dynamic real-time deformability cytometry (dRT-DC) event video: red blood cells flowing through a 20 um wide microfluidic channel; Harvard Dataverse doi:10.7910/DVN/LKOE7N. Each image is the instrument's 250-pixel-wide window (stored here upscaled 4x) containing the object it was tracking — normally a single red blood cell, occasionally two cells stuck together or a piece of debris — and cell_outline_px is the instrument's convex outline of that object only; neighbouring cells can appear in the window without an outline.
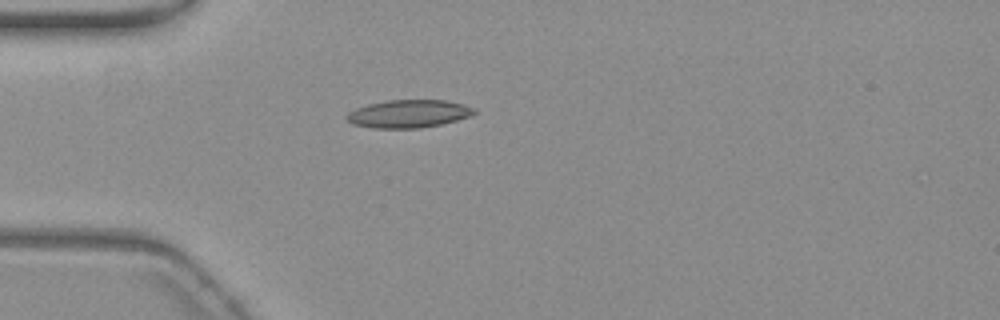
{"species": "common noctule bat (a hibernating species)", "species_latin": "Nyctalus noctula", "temperature_condition": "warm", "stored_images_in_passage": 34, "camera_frame_rate_fps": 3000, "um_per_image_px": 0.085, "animal": {"sex": "female", "body_mass_g": 19.3, "forearm_length_mm": 54.1}, "frame": {"image": 1, "passage_image": 1, "time_ms": 0.0, "image_size_px": [1000, 320], "cell_outline_px": [[476, 112], [468, 116], [456, 120], [440, 124], [420, 128], [372, 128], [352, 124], [344, 116], [348, 112], [356, 108], [368, 104], [388, 100], [444, 100], [464, 104], [476, 108]], "centroid_in_image_um": [34.7, 9.66], "position_along_channel_um": 50.3, "area_um2": 20.69}}
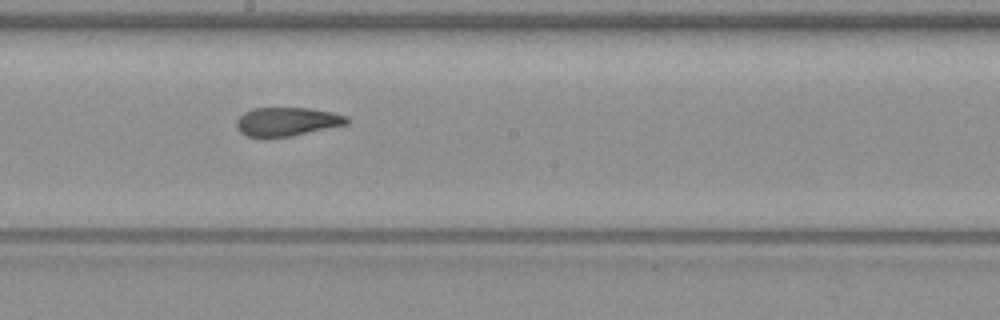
{"frame": {"image": 2, "passage_image": 16, "time_ms": 5.0, "image_size_px": [1000, 320], "cell_outline_px": [[348, 124], [268, 140], [260, 140], [248, 136], [240, 132], [236, 128], [236, 120], [244, 112], [252, 108], [308, 108], [332, 112], [348, 116]], "centroid_in_image_um": [24.32, 10.37], "position_along_channel_um": 223.9, "area_um2": 18.84}}
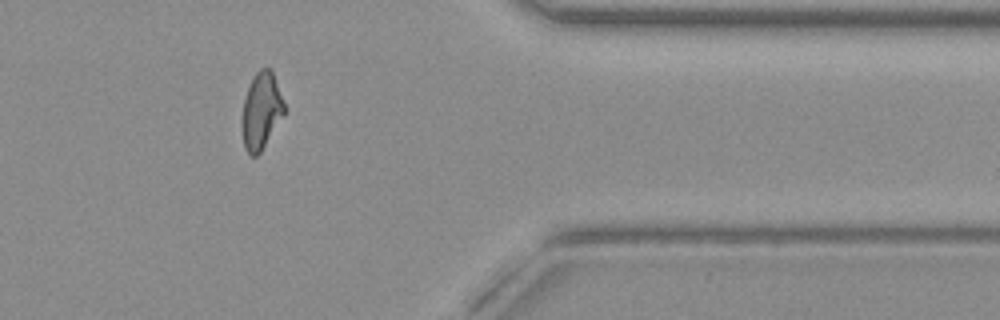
{"frame": {"image": 3, "passage_image": 31, "time_ms": 10.0, "image_size_px": [1000, 320], "cell_outline_px": [[284, 112], [260, 152], [256, 156], [252, 156], [244, 148], [240, 124], [240, 120], [244, 100], [252, 76], [260, 68], [272, 68], [284, 104]], "centroid_in_image_um": [22.16, 9.39], "position_along_channel_um": 389.2, "area_um2": 18.79}, "authors_computed_cell_mechanics": {"area_um2": 19.4786, "velocity_mm_per_s": 3.7157, "shape_relaxation_time_tau1_ms": null, "shape_relaxation_time_tau2_ms": 2.1652, "deformation_change_tau1": null, "deformation_change_tau2": 0.0973}}